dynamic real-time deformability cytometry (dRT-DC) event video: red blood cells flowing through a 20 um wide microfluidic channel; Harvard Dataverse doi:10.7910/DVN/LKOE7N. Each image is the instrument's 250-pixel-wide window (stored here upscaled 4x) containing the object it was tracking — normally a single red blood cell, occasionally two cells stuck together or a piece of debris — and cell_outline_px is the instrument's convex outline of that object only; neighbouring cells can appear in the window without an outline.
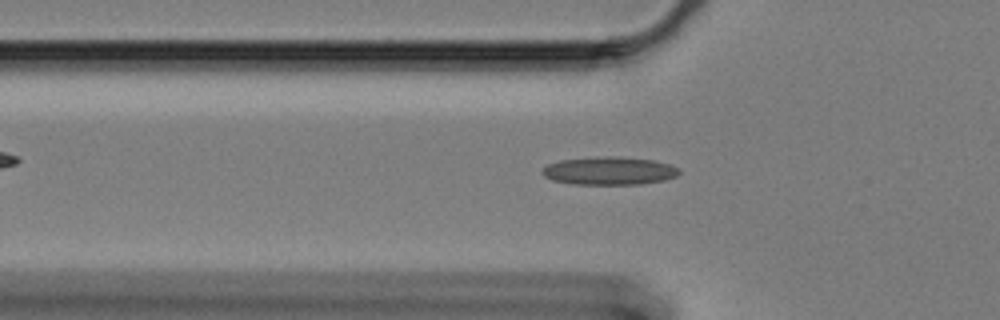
{"species": "Egyptian fruit bat (a non-hibernating species)", "species_latin": "Rousettus aegyptiacus", "temperature_condition": "cold", "stored_images_in_passage": 37, "camera_frame_rate_fps": 3000, "um_per_image_px": 0.085, "animal": {"sex": "female"}, "frame": {"image": 1, "passage_image": 7, "time_ms": 2.0, "image_size_px": [1000, 320], "cell_outline_px": [[680, 172], [676, 176], [664, 180], [640, 184], [572, 184], [552, 180], [544, 176], [540, 172], [548, 164], [560, 160], [612, 156], [652, 160], [668, 164], [676, 168]], "centroid_in_image_um": [51.75, 14.53], "position_along_channel_um": 74.1, "area_um2": 22.02}}
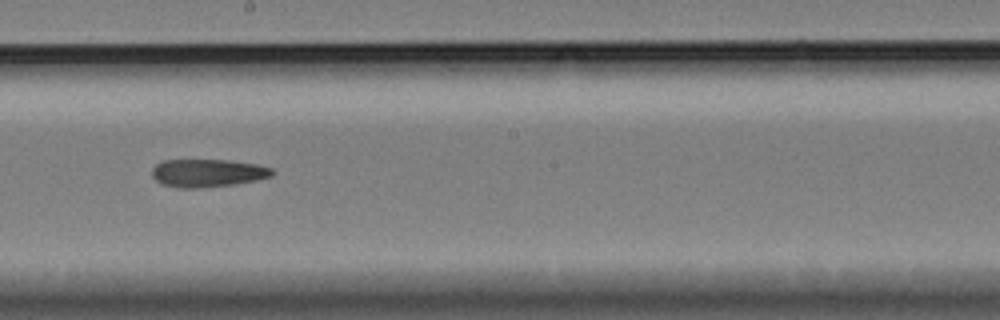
{"frame": {"image": 2, "passage_image": 21, "time_ms": 6.667, "image_size_px": [1000, 320], "cell_outline_px": [[276, 172], [272, 176], [256, 180], [232, 184], [200, 188], [176, 188], [164, 184], [156, 180], [152, 176], [152, 168], [156, 164], [164, 160], [228, 160], [256, 164], [272, 168]], "centroid_in_image_um": [17.65, 14.7], "position_along_channel_um": 230.5, "area_um2": 19.54}}
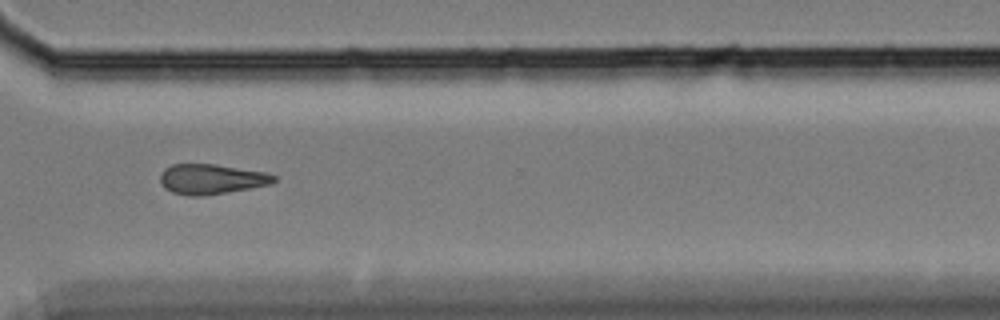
{"frame": {"image": 3, "passage_image": 32, "time_ms": 10.333, "image_size_px": [1000, 320], "cell_outline_px": [[276, 180], [268, 184], [228, 192], [204, 196], [188, 196], [172, 192], [164, 188], [160, 184], [160, 176], [164, 168], [172, 164], [216, 164], [264, 172], [276, 176]], "centroid_in_image_um": [17.9, 15.22], "position_along_channel_um": 352.7, "area_um2": 19.88}}